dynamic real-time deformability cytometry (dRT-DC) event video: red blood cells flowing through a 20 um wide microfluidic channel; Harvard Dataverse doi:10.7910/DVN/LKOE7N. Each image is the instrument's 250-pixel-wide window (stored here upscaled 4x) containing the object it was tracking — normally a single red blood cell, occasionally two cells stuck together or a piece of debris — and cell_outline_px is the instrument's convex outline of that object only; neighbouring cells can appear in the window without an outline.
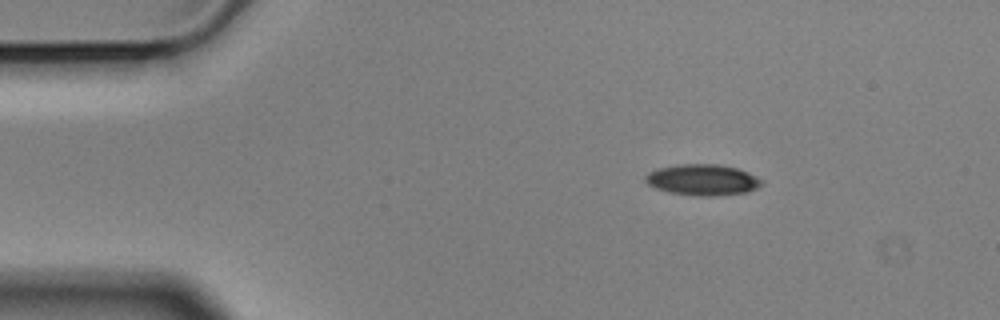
{"species": "Egyptian fruit bat (a non-hibernating species)", "species_latin": "Rousettus aegyptiacus", "temperature_condition": "cold", "stored_images_in_passage": 49, "camera_frame_rate_fps": 3000, "um_per_image_px": 0.085, "animal": {"sex": "male"}, "frame": {"image": 1, "passage_image": 1, "time_ms": 0.0, "image_size_px": [1000, 320], "cell_outline_px": [[764, 184], [748, 192], [716, 196], [696, 196], [668, 192], [656, 188], [648, 184], [644, 180], [644, 176], [648, 172], [656, 168], [680, 164], [720, 164], [736, 168], [748, 172], [764, 180]], "centroid_in_image_um": [59.73, 15.28], "position_along_channel_um": 25.3, "area_um2": 21.33}}
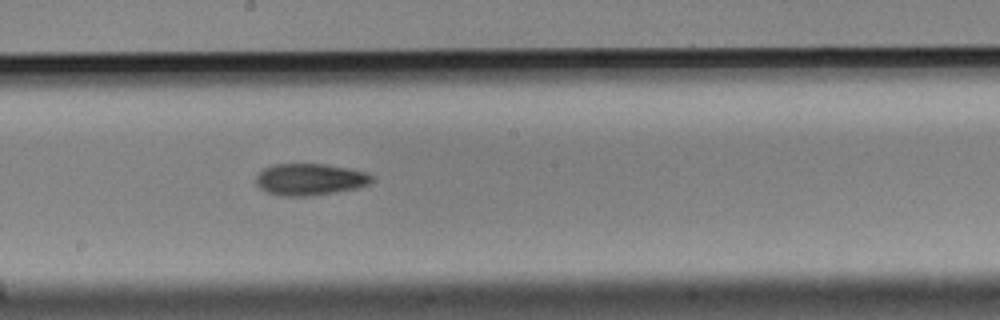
{"frame": {"image": 2, "passage_image": 23, "time_ms": 7.333, "image_size_px": [1000, 320], "cell_outline_px": [[372, 180], [368, 184], [356, 188], [308, 196], [280, 196], [268, 192], [260, 188], [256, 184], [256, 176], [264, 168], [272, 164], [324, 164], [348, 168], [368, 172], [372, 176]], "centroid_in_image_um": [26.32, 15.24], "position_along_channel_um": 221.9, "area_um2": 21.27}}
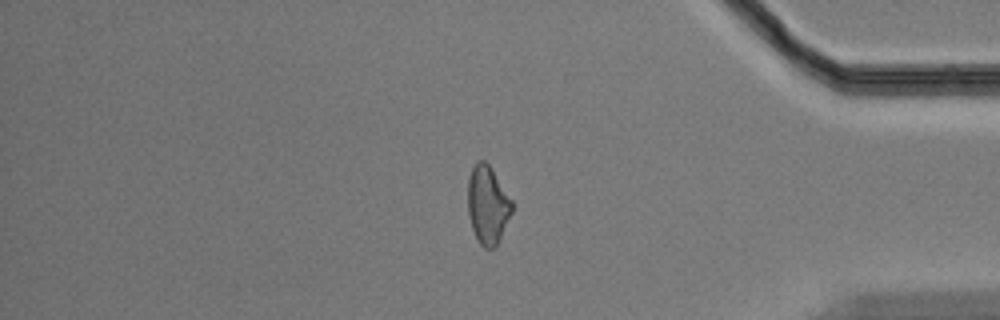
{"frame": {"image": 3, "passage_image": 40, "time_ms": 13.0, "image_size_px": [1000, 320], "cell_outline_px": [[512, 212], [496, 248], [484, 248], [476, 240], [468, 216], [468, 176], [476, 160], [484, 160], [488, 164], [512, 200]], "centroid_in_image_um": [41.43, 17.44], "position_along_channel_um": 393.8, "area_um2": 20.17}, "authors_computed_cell_mechanics": {"area_um2": 21.097, "velocity_mm_per_s": 3.5132, "shape_relaxation_time_tau1_ms": 10.7508, "shape_relaxation_time_tau2_ms": null, "deformation_change_tau1": 0.2064, "deformation_change_tau2": null}}